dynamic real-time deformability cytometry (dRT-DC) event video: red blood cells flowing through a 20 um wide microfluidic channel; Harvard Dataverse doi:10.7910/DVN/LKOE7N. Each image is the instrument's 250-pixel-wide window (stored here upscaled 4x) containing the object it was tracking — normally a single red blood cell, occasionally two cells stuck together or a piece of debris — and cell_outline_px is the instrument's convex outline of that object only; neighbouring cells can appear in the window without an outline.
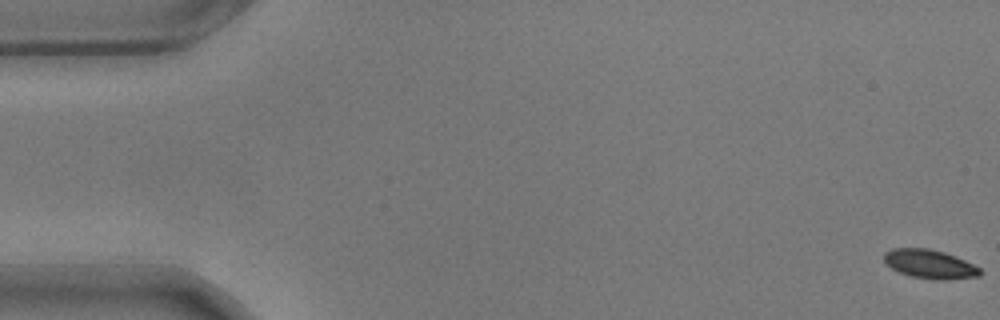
{"species": "common noctule bat (a hibernating species)", "species_latin": "Nyctalus noctula", "temperature_condition": "warm", "stored_images_in_passage": 58, "camera_frame_rate_fps": 3000, "um_per_image_px": 0.085, "animal": {"sex": "male", "body_mass_g": 17.9}, "frame": {"image": 1, "passage_image": 1, "time_ms": 0.0, "image_size_px": [1000, 320], "cell_outline_px": [[984, 272], [980, 276], [944, 280], [940, 280], [912, 276], [900, 272], [892, 268], [884, 260], [884, 252], [892, 248], [928, 248], [944, 252], [956, 256], [980, 268]], "centroid_in_image_um": [79.06, 22.44], "position_along_channel_um": 5.9, "area_um2": 16.07}}
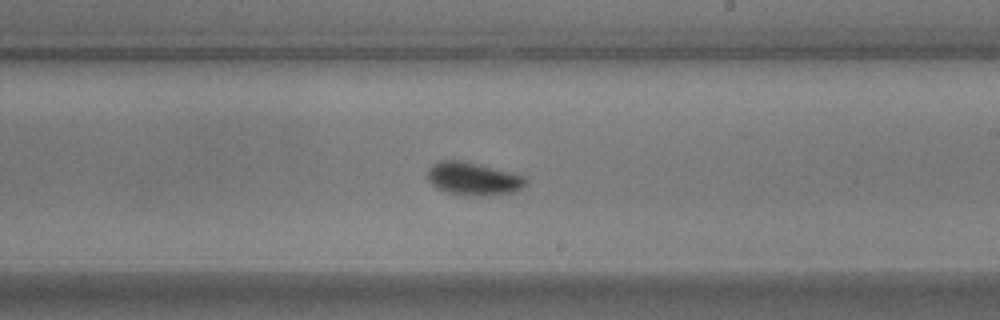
{"frame": {"image": 2, "passage_image": 34, "time_ms": 11.0, "image_size_px": [1000, 320], "cell_outline_px": [[528, 180], [516, 192], [488, 196], [448, 192], [436, 188], [428, 180], [428, 168], [432, 164], [440, 160], [464, 160], [480, 164], [524, 176]], "centroid_in_image_um": [40.22, 15.17], "position_along_channel_um": 248.8, "area_um2": 18.73}}
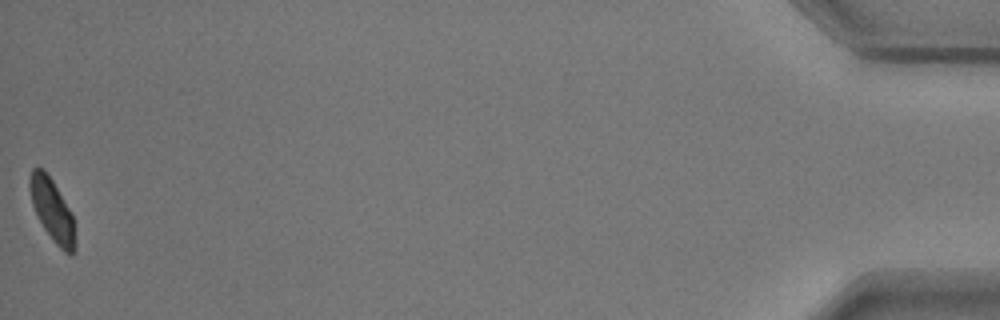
{"frame": {"image": 3, "passage_image": 58, "time_ms": 19.0, "image_size_px": [1000, 320], "cell_outline_px": [[76, 248], [72, 256], [64, 252], [56, 244], [44, 228], [32, 204], [28, 184], [28, 180], [32, 168], [44, 168], [52, 180], [68, 208], [72, 216], [76, 244]], "centroid_in_image_um": [4.43, 17.87], "position_along_channel_um": 430.8, "area_um2": 16.24}, "authors_computed_cell_mechanics": {"area_um2": 17.0221, "velocity_mm_per_s": 3.5232, "shape_relaxation_time_tau1_ms": 3.0522, "shape_relaxation_time_tau2_ms": 2.0048, "deformation_change_tau1": 0.1247, "deformation_change_tau2": 0.0596}}